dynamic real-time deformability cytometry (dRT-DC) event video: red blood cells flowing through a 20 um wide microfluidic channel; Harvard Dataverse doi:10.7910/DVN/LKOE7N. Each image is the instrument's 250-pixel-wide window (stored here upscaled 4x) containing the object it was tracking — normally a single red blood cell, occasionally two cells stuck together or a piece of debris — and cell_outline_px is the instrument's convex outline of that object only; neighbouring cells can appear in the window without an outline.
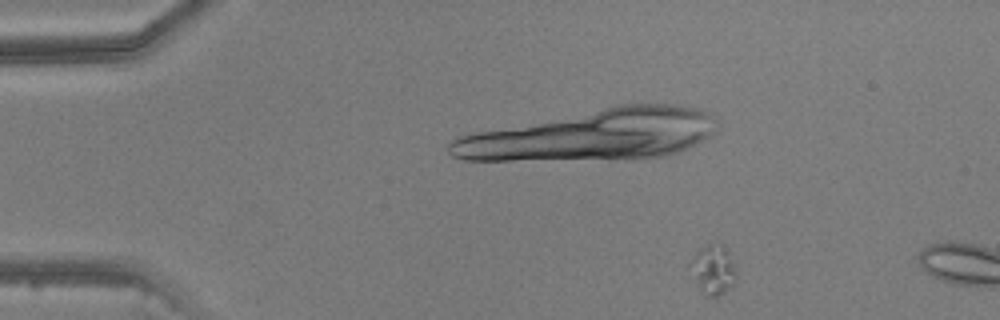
{"species": "common noctule bat (a hibernating species)", "species_latin": "Nyctalus noctula", "temperature_condition": "warm", "stored_images_in_passage": 4, "camera_frame_rate_fps": 3000, "um_per_image_px": 0.085, "animal": {"sex": "male", "body_mass_g": 20.5, "forearm_length_mm": 52.5}, "frame": {"image": 1, "passage_image": 4, "time_ms": 3.333, "image_size_px": [1000, 320], "cell_outline_px": [[736, 280], [724, 292], [716, 296], [704, 296], [688, 264], [692, 256], [700, 248], [708, 244], [724, 244], [728, 252], [736, 272]], "centroid_in_image_um": [60.6, 22.9], "position_along_channel_um": 24.4, "area_um2": 13.01}}